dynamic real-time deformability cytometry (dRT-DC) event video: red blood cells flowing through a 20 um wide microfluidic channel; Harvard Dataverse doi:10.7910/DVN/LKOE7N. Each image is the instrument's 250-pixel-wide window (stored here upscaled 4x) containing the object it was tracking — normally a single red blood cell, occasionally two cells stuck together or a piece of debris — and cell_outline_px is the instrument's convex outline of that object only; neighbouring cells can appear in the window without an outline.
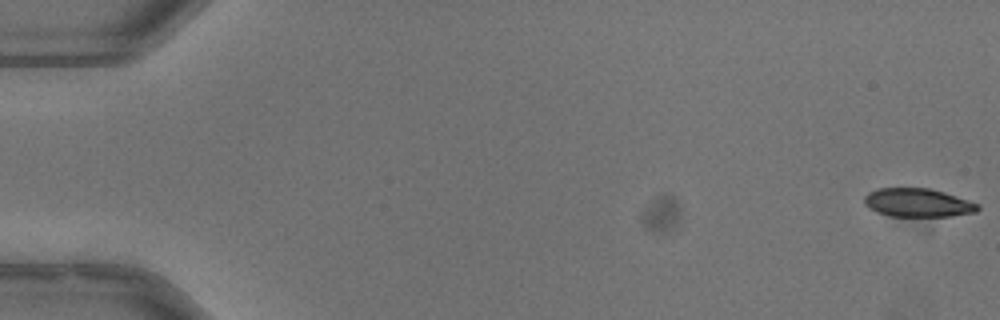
{"species": "common noctule bat (a hibernating species)", "species_latin": "Nyctalus noctula", "temperature_condition": "warm", "stored_images_in_passage": 53, "camera_frame_rate_fps": 3000, "um_per_image_px": 0.085, "animal": {"sex": "male", "body_mass_g": 13.3}, "frame": {"image": 1, "passage_image": 1, "time_ms": 0.0, "image_size_px": [1000, 320], "cell_outline_px": [[980, 208], [976, 212], [948, 216], [888, 216], [864, 204], [864, 196], [868, 192], [876, 188], [928, 188], [944, 192], [980, 204]], "centroid_in_image_um": [78.02, 17.22], "position_along_channel_um": 7.0, "area_um2": 18.73}}
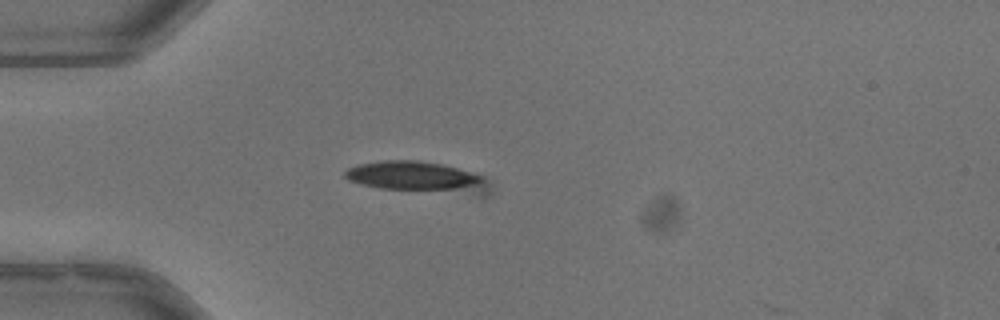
{"frame": {"image": 2, "passage_image": 16, "time_ms": 5.0, "image_size_px": [1000, 320], "cell_outline_px": [[492, 192], [488, 196], [480, 196], [380, 188], [348, 180], [344, 176], [344, 172], [348, 168], [356, 164], [384, 160], [416, 160], [440, 164], [456, 168], [484, 176], [488, 180]], "centroid_in_image_um": [35.6, 15.08], "position_along_channel_um": 49.4, "area_um2": 26.47}}